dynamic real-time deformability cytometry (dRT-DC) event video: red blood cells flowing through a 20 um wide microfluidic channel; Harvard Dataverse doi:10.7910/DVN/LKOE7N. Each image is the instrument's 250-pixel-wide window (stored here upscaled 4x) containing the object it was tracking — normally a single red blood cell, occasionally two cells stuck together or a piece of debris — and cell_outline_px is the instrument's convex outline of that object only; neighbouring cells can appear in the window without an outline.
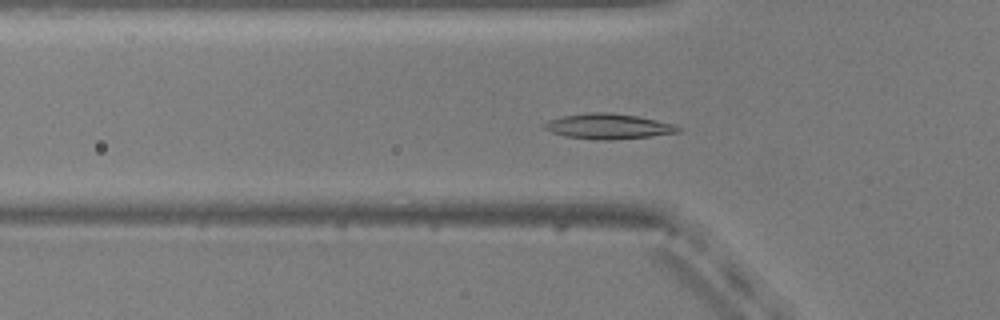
{"species": "common noctule bat (a hibernating species)", "species_latin": "Nyctalus noctula", "temperature_condition": "warm", "stored_images_in_passage": 53, "camera_frame_rate_fps": 3000, "um_per_image_px": 0.085, "animal": {"sex": "male", "body_mass_g": 20.5, "forearm_length_mm": 52.5}, "frame": {"image": 1, "passage_image": 17, "time_ms": 5.333, "image_size_px": [1000, 320], "cell_outline_px": [[684, 128], [680, 132], [652, 136], [612, 140], [596, 140], [564, 136], [552, 132], [544, 128], [540, 124], [548, 120], [564, 116], [588, 112], [608, 112], [636, 116], [676, 124]], "centroid_in_image_um": [51.72, 10.74], "position_along_channel_um": 74.1, "area_um2": 19.94}}
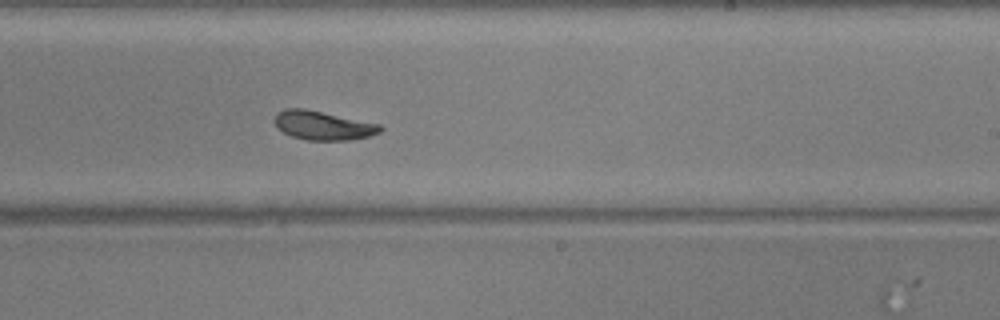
{"frame": {"image": 2, "passage_image": 32, "time_ms": 10.333, "image_size_px": [1000, 320], "cell_outline_px": [[384, 128], [380, 132], [368, 136], [348, 140], [308, 140], [292, 136], [284, 132], [276, 124], [276, 112], [284, 108], [304, 108], [380, 124]], "centroid_in_image_um": [27.47, 10.65], "position_along_channel_um": 261.5, "area_um2": 17.57}}
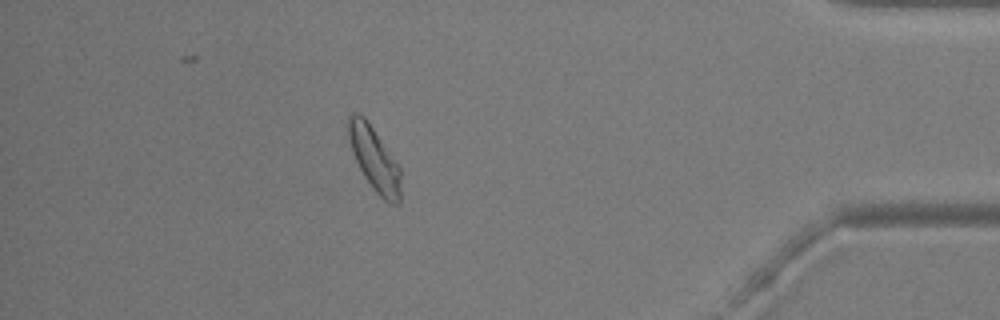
{"frame": {"image": 3, "passage_image": 47, "time_ms": 15.333, "image_size_px": [1000, 320], "cell_outline_px": [[400, 204], [388, 204], [376, 192], [364, 176], [352, 152], [348, 140], [348, 116], [352, 112], [360, 112], [364, 116], [400, 168]], "centroid_in_image_um": [31.8, 13.51], "position_along_channel_um": 403.4, "area_um2": 19.25}, "authors_computed_cell_mechanics": {"area_um2": 18.5538, "velocity_mm_per_s": 3.7323, "shape_relaxation_time_tau1_ms": 3.0581, "shape_relaxation_time_tau2_ms": 3.065, "deformation_change_tau1": 0.1207, "deformation_change_tau2": 0.0664}}